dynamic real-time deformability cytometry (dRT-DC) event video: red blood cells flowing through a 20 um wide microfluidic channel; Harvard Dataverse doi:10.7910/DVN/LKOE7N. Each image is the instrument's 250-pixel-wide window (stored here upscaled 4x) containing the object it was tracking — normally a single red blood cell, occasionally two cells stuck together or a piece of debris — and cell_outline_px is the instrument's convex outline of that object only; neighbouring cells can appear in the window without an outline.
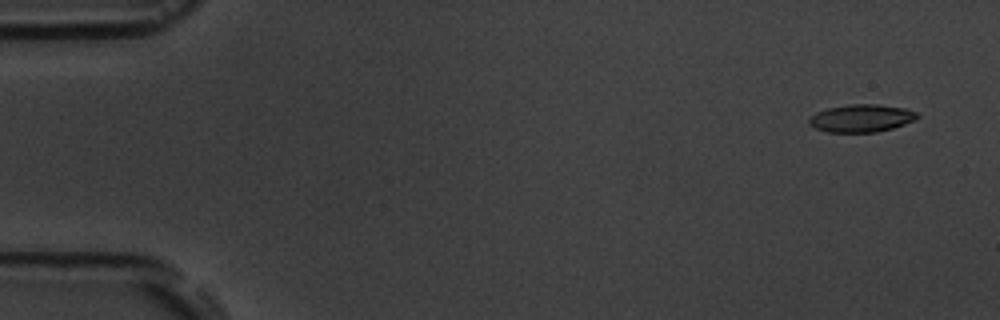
{"species": "common noctule bat (a hibernating species)", "species_latin": "Nyctalus noctula", "temperature_condition": "room temperature", "stored_images_in_passage": 5, "camera_frame_rate_fps": 3000, "um_per_image_px": 0.085, "animal": {"sex": "male", "body_mass_g": 19.5, "forearm_length_mm": 54.6}, "frame": {"image": 1, "passage_image": 1, "time_ms": 0.0, "image_size_px": [1000, 320], "cell_outline_px": [[920, 116], [916, 120], [892, 128], [876, 132], [828, 132], [816, 128], [808, 124], [808, 120], [816, 112], [828, 108], [848, 104], [880, 104], [904, 108], [916, 112]], "centroid_in_image_um": [73.23, 10.04], "position_along_channel_um": 11.8, "area_um2": 17.46}}
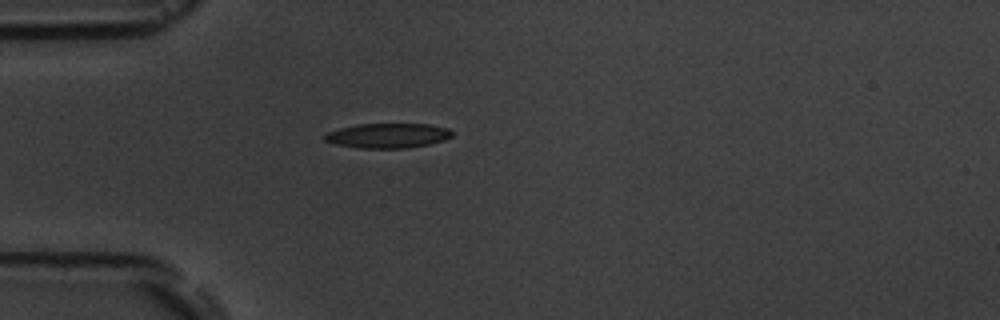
{"frame": {"image": 2, "passage_image": 4, "time_ms": 4.333, "image_size_px": [1000, 320], "cell_outline_px": [[452, 136], [444, 140], [428, 144], [408, 148], [360, 148], [336, 144], [324, 140], [324, 136], [328, 132], [340, 128], [356, 124], [428, 124], [448, 128], [452, 132]], "centroid_in_image_um": [32.97, 11.52], "position_along_channel_um": 52.0, "area_um2": 18.26}}